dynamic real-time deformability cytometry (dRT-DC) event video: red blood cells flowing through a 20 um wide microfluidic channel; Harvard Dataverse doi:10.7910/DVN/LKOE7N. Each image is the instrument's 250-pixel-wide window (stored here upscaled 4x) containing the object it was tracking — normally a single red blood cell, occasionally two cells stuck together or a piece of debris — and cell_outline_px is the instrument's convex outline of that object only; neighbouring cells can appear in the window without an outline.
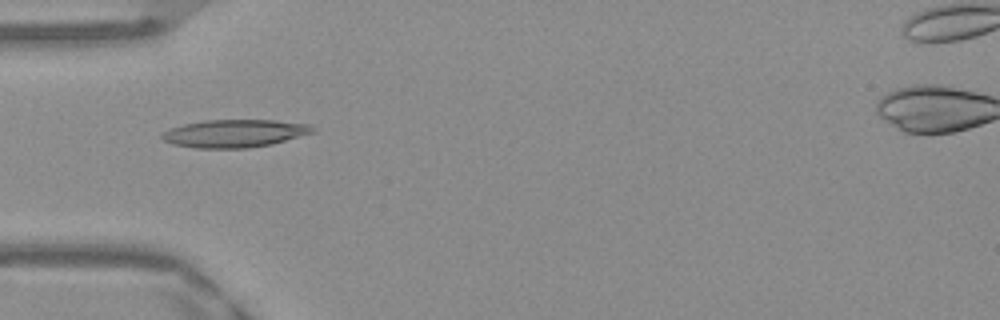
{"species": "Egyptian fruit bat (a non-hibernating species)", "species_latin": "Rousettus aegyptiacus", "temperature_condition": "warm", "stored_images_in_passage": 51, "camera_frame_rate_fps": 3000, "um_per_image_px": 0.085, "frame": {"image": 1, "passage_image": 16, "time_ms": 5.0, "image_size_px": [1000, 320], "cell_outline_px": [[316, 132], [272, 144], [248, 148], [196, 148], [172, 144], [164, 140], [160, 136], [164, 132], [172, 128], [184, 124], [204, 120], [276, 120], [312, 124], [316, 128]], "centroid_in_image_um": [20.01, 11.33], "position_along_channel_um": 65.0, "area_um2": 24.57}}
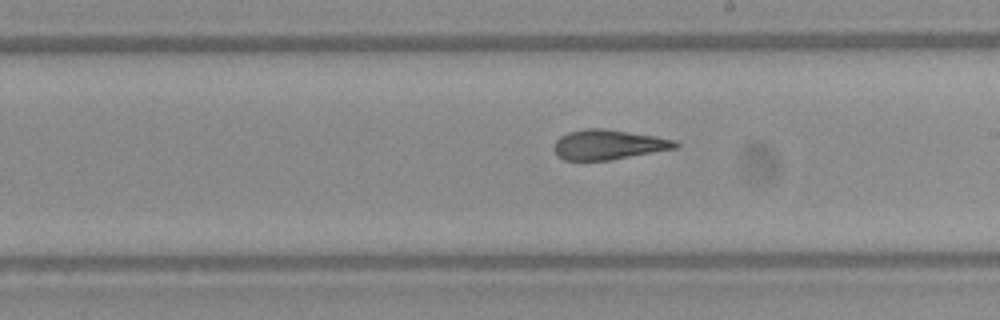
{"frame": {"image": 2, "passage_image": 29, "time_ms": 9.333, "image_size_px": [1000, 320], "cell_outline_px": [[680, 144], [676, 148], [608, 160], [564, 160], [552, 148], [556, 140], [560, 136], [568, 132], [584, 128], [604, 128], [656, 136], [676, 140]], "centroid_in_image_um": [51.7, 12.28], "position_along_channel_um": 237.3, "area_um2": 21.04}}
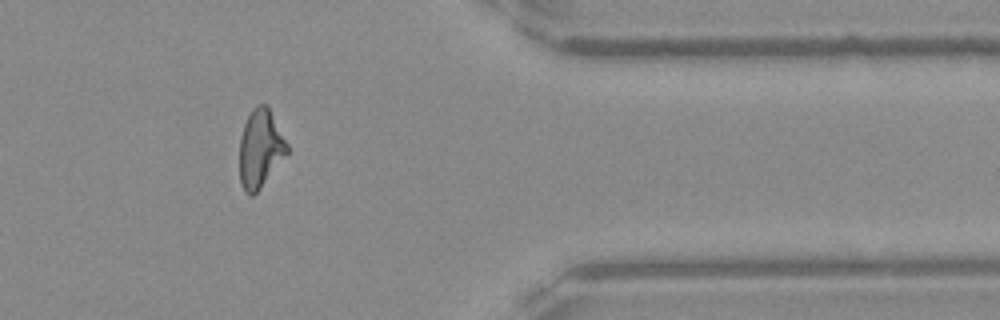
{"frame": {"image": 3, "passage_image": 42, "time_ms": 13.667, "image_size_px": [1000, 320], "cell_outline_px": [[288, 152], [260, 188], [252, 196], [248, 196], [244, 192], [240, 184], [240, 136], [244, 124], [252, 108], [256, 104], [268, 104], [288, 144]], "centroid_in_image_um": [22.12, 12.61], "position_along_channel_um": 389.3, "area_um2": 21.73}, "authors_computed_cell_mechanics": {"area_um2": 21.7906, "velocity_mm_per_s": 3.9737, "shape_relaxation_time_tau1_ms": null, "shape_relaxation_time_tau2_ms": 2.3325, "deformation_change_tau1": null, "deformation_change_tau2": 0.1115}}